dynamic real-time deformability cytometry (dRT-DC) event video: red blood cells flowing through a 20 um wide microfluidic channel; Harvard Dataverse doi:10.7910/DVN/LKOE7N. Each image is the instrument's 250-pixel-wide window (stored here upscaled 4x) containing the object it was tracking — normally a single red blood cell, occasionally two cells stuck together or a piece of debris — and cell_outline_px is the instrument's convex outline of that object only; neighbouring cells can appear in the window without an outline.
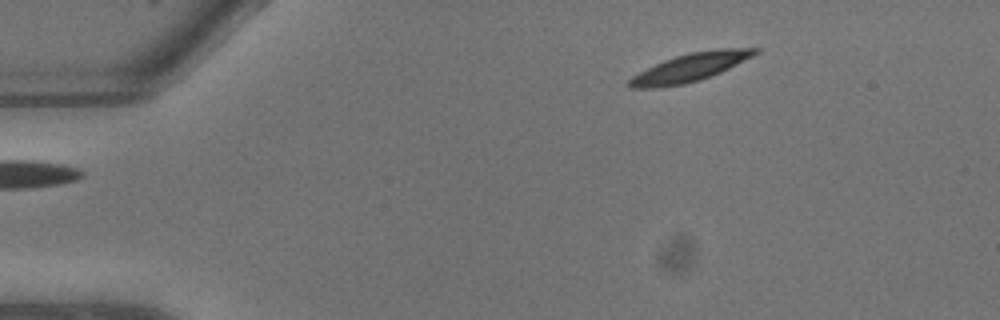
{"species": "common noctule bat (a hibernating species)", "species_latin": "Nyctalus noctula", "temperature_condition": "warm", "stored_images_in_passage": 7, "segment_of_instrument_passage": [2, 2], "camera_frame_rate_fps": 3000, "um_per_image_px": 0.085, "animal": {"sex": "male", "body_mass_g": 13.3}, "frame": {"image": 1, "passage_image": 7, "time_ms": 2.0, "image_size_px": [1000, 320], "cell_outline_px": [[760, 52], [720, 72], [700, 80], [684, 84], [660, 88], [628, 88], [624, 84], [632, 76], [664, 60], [676, 56], [692, 52], [716, 48], [760, 48]], "centroid_in_image_um": [58.62, 5.74], "position_along_channel_um": 26.4, "area_um2": 20.58}}